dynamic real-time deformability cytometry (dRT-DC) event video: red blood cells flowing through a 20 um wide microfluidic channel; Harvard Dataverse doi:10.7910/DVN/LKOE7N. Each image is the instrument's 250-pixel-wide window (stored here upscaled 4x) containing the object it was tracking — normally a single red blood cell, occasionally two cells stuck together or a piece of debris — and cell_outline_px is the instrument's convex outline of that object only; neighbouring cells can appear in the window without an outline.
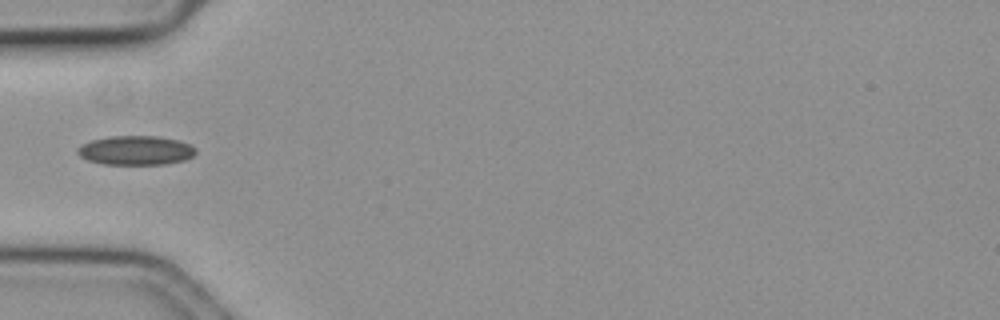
{"species": "common noctule bat (a hibernating species)", "species_latin": "Nyctalus noctula", "temperature_condition": "cold", "stored_images_in_passage": 40, "camera_frame_rate_fps": 3000, "um_per_image_px": 0.085, "animal": {"sex": "female", "body_mass_g": 19.3, "forearm_length_mm": 54.1}, "frame": {"image": 1, "passage_image": 1, "time_ms": 0.0, "image_size_px": [1000, 320], "cell_outline_px": [[196, 152], [192, 156], [184, 160], [164, 164], [104, 164], [88, 160], [80, 156], [76, 152], [84, 144], [92, 140], [112, 136], [160, 136], [180, 140], [196, 148]], "centroid_in_image_um": [11.58, 12.78], "position_along_channel_um": 73.4, "area_um2": 19.94}}
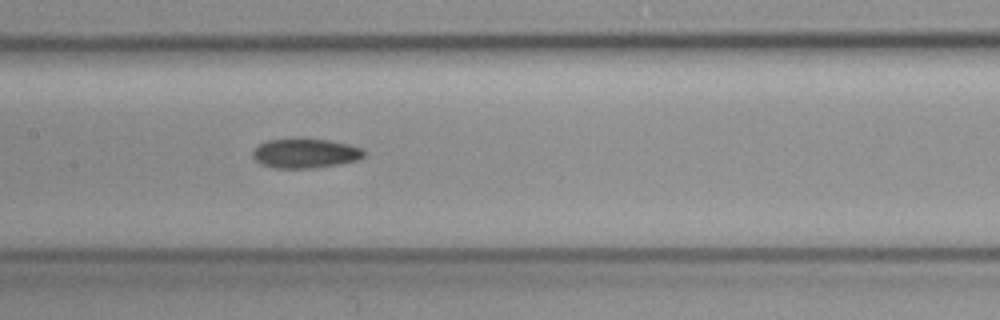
{"frame": {"image": 2, "passage_image": 10, "time_ms": 3.0, "image_size_px": [1000, 320], "cell_outline_px": [[364, 156], [356, 160], [336, 164], [312, 168], [276, 168], [260, 164], [252, 156], [252, 152], [260, 144], [268, 140], [300, 136], [328, 140], [348, 144], [360, 148], [364, 152]], "centroid_in_image_um": [25.9, 12.99], "position_along_channel_um": 181.5, "area_um2": 19.36}}
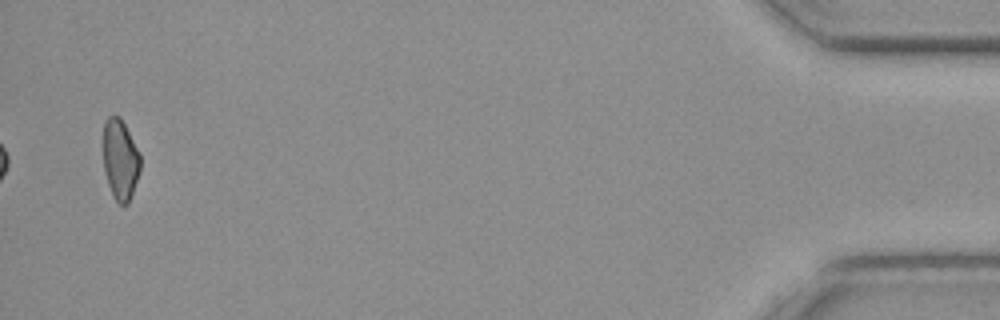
{"frame": {"image": 3, "passage_image": 38, "time_ms": 12.333, "image_size_px": [1000, 320], "cell_outline_px": [[140, 172], [128, 204], [120, 204], [112, 196], [108, 184], [104, 168], [104, 120], [108, 116], [120, 116], [140, 152]], "centroid_in_image_um": [10.23, 13.56], "position_along_channel_um": 425.0, "area_um2": 17.4}}